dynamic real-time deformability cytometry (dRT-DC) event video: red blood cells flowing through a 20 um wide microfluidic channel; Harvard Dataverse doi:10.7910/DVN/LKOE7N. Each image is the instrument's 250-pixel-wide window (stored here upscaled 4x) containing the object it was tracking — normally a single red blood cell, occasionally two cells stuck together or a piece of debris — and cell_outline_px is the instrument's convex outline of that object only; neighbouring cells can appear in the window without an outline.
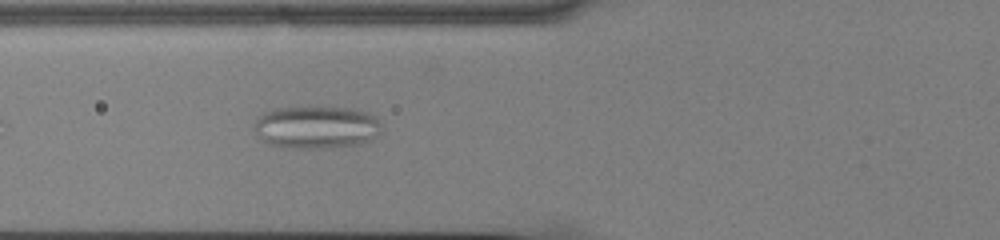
{"species": "common noctule bat (a hibernating species)", "species_latin": "Nyctalus noctula", "temperature_condition": "cold", "stored_images_in_passage": 40, "camera_frame_rate_fps": 3000, "um_per_image_px": 0.085, "animal": {"sex": "male", "body_mass_g": 13.0, "forearm_length_mm": 53.1}, "frame": {"image": 1, "passage_image": 6, "time_ms": 1.667, "image_size_px": [1000, 240], "cell_outline_px": [[384, 128], [376, 136], [368, 140], [356, 144], [328, 148], [300, 148], [272, 144], [256, 136], [252, 128], [256, 120], [264, 112], [276, 108], [356, 108], [368, 112]], "centroid_in_image_um": [26.88, 10.81], "position_along_channel_um": 98.9, "area_um2": 31.27}}
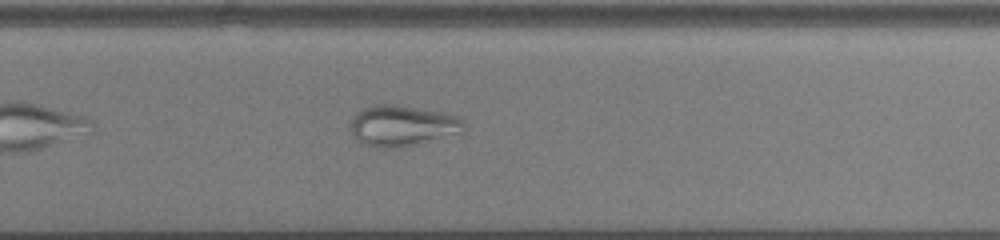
{"frame": {"image": 2, "passage_image": 22, "time_ms": 7.0, "image_size_px": [1000, 240], "cell_outline_px": [[464, 132], [416, 144], [396, 148], [376, 148], [364, 144], [356, 140], [352, 132], [352, 116], [360, 108], [372, 104], [392, 104], [440, 112], [456, 116], [464, 120]], "centroid_in_image_um": [34.16, 10.68], "position_along_channel_um": 295.6, "area_um2": 26.99}}
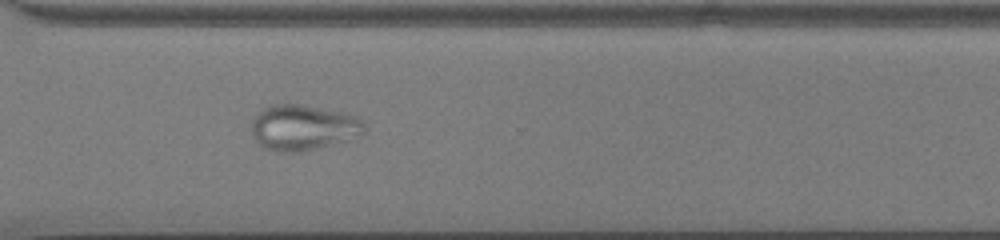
{"frame": {"image": 3, "passage_image": 26, "time_ms": 8.333, "image_size_px": [1000, 240], "cell_outline_px": [[368, 128], [364, 132], [344, 140], [332, 144], [304, 152], [276, 152], [264, 148], [256, 140], [252, 132], [252, 120], [256, 112], [268, 104], [300, 104], [340, 112], [356, 116]], "centroid_in_image_um": [25.71, 10.83], "position_along_channel_um": 344.9, "area_um2": 29.94}}